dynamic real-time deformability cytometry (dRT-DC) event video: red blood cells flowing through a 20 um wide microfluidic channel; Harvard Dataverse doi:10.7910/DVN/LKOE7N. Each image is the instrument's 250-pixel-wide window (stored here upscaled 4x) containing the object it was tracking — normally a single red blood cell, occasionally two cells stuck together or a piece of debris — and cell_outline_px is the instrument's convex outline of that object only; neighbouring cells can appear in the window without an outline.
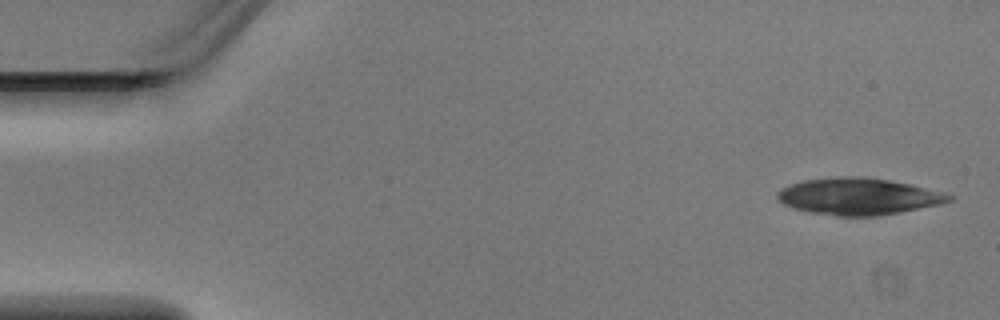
{"species": "Egyptian fruit bat (a non-hibernating species)", "species_latin": "Rousettus aegyptiacus", "temperature_condition": "warm", "stored_images_in_passage": 3, "camera_frame_rate_fps": 3000, "um_per_image_px": 0.085, "animal": {"sex": "male"}, "frame": {"image": 1, "passage_image": 1, "time_ms": 0.0, "image_size_px": [1000, 320], "cell_outline_px": [[956, 196], [952, 200], [940, 204], [900, 212], [876, 216], [836, 216], [808, 212], [792, 208], [784, 204], [776, 196], [776, 192], [780, 188], [804, 180], [836, 176], [864, 176], [888, 180], [908, 184], [944, 192]], "centroid_in_image_um": [72.95, 16.69], "position_along_channel_um": 12.1, "area_um2": 36.88}}